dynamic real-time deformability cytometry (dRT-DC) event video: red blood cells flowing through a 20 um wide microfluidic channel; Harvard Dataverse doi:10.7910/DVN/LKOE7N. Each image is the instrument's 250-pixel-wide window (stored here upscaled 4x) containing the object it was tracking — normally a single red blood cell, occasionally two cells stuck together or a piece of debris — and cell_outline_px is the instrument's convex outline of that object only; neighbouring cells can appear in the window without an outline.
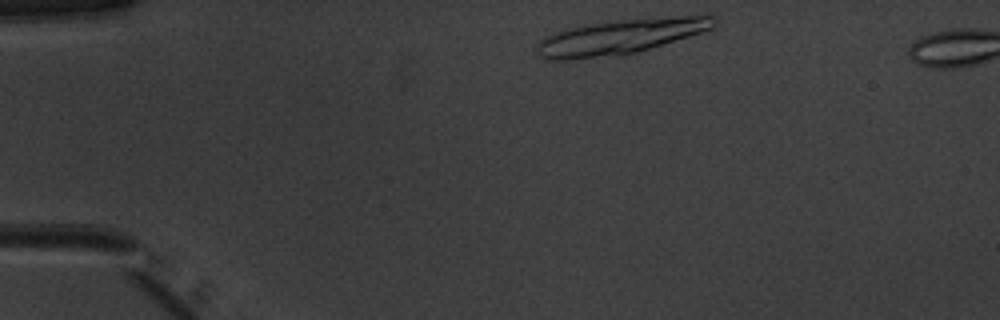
{"species": "common noctule bat (a hibernating species)", "species_latin": "Nyctalus noctula", "temperature_condition": "warm", "stored_images_in_passage": 4, "camera_frame_rate_fps": 3000, "um_per_image_px": 0.085, "animal": {"sex": "male", "body_mass_g": 20.1, "forearm_length_mm": 53.5}, "frame": {"image": 1, "passage_image": 1, "time_ms": 0.0, "image_size_px": [1000, 320], "cell_outline_px": [[716, 24], [712, 28], [688, 36], [636, 52], [620, 56], [568, 60], [544, 60], [536, 52], [536, 44], [544, 36], [556, 32], [584, 24], [628, 20], [680, 16], [716, 16]], "centroid_in_image_um": [52.62, 3.15], "position_along_channel_um": 32.4, "area_um2": 35.66}}